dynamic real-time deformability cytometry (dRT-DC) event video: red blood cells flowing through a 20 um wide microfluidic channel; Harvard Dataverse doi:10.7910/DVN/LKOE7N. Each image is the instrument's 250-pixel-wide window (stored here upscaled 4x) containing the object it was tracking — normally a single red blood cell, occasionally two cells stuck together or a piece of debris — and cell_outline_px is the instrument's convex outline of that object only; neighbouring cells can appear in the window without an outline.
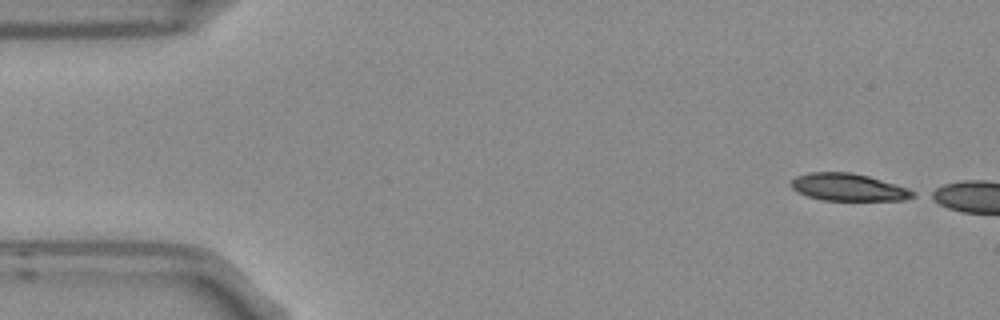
{"species": "Egyptian fruit bat (a non-hibernating species)", "species_latin": "Rousettus aegyptiacus", "temperature_condition": "room temperature", "stored_images_in_passage": 2, "camera_frame_rate_fps": 3000, "um_per_image_px": 0.085, "frame": {"image": 1, "passage_image": 1, "time_ms": 0.0, "image_size_px": [1000, 320], "cell_outline_px": [[916, 196], [904, 200], [820, 200], [808, 196], [792, 188], [788, 184], [796, 176], [808, 172], [848, 172], [868, 176], [908, 188], [916, 192]], "centroid_in_image_um": [72.1, 15.91], "position_along_channel_um": 12.9, "area_um2": 19.36}}